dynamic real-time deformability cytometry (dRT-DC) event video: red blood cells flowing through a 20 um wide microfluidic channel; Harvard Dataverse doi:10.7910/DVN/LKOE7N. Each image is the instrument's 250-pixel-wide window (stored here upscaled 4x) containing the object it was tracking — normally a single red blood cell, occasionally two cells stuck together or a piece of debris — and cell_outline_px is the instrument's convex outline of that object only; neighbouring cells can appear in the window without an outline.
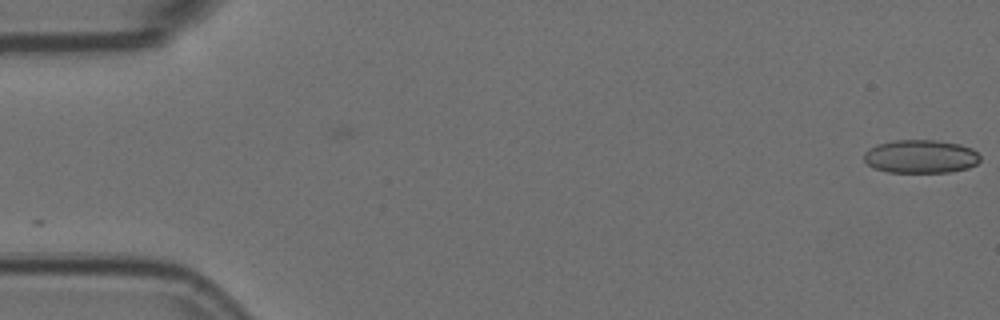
{"species": "Egyptian fruit bat (a non-hibernating species)", "species_latin": "Rousettus aegyptiacus", "temperature_condition": "room temperature", "stored_images_in_passage": 2, "camera_frame_rate_fps": 3000, "um_per_image_px": 0.085, "animal": {"sex": "female"}, "frame": {"image": 1, "passage_image": 2, "time_ms": 0.333, "image_size_px": [1000, 320], "cell_outline_px": [[980, 160], [976, 164], [968, 168], [948, 172], [888, 172], [876, 168], [868, 164], [864, 160], [864, 152], [868, 148], [876, 144], [892, 140], [936, 140], [960, 144], [972, 148], [980, 156]], "centroid_in_image_um": [78.25, 13.29], "position_along_channel_um": 6.8, "area_um2": 22.66}}